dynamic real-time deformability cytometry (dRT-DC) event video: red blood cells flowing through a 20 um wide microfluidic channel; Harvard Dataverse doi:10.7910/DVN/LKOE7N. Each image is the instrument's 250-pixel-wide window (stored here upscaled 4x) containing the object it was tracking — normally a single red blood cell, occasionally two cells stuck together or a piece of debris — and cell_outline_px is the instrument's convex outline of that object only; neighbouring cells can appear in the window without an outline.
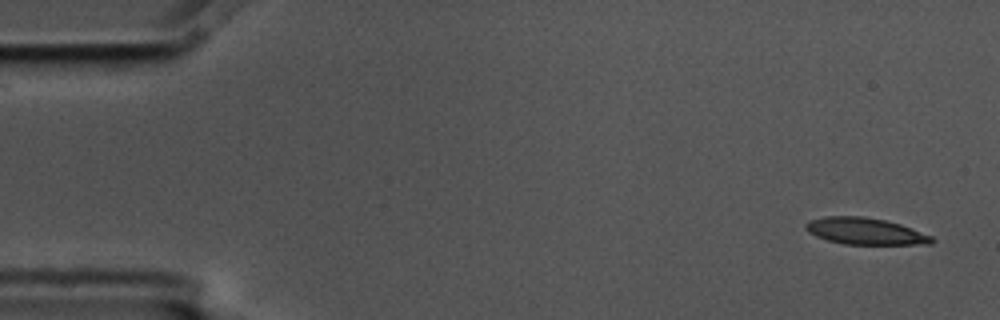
{"species": "common noctule bat (a hibernating species)", "species_latin": "Nyctalus noctula", "temperature_condition": "cold", "stored_images_in_passage": 2, "camera_frame_rate_fps": 3000, "um_per_image_px": 0.085, "animal": {"sex": "male", "body_mass_g": 17.5, "forearm_length_mm": 52.3}, "frame": {"image": 1, "passage_image": 2, "time_ms": 0.333, "image_size_px": [1000, 320], "cell_outline_px": [[936, 240], [932, 244], [844, 244], [828, 240], [816, 236], [808, 232], [804, 228], [804, 224], [808, 220], [824, 216], [864, 216], [884, 220], [900, 224], [932, 236]], "centroid_in_image_um": [73.51, 19.64], "position_along_channel_um": 11.5, "area_um2": 19.65}}